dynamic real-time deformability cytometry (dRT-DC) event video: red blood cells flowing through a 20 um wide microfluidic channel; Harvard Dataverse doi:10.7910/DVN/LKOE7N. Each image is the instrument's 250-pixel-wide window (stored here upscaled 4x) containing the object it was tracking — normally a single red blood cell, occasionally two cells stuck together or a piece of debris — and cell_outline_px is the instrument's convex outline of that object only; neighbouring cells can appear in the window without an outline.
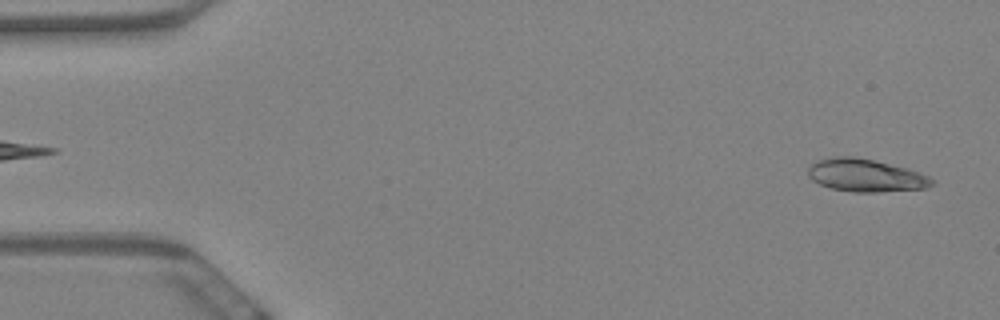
{"species": "Egyptian fruit bat (a non-hibernating species)", "species_latin": "Rousettus aegyptiacus", "temperature_condition": "warm", "stored_images_in_passage": 58, "camera_frame_rate_fps": 3000, "um_per_image_px": 0.085, "animal": {"sex": "female"}, "frame": {"image": 1, "passage_image": 2, "time_ms": 0.333, "image_size_px": [1000, 320], "cell_outline_px": [[936, 184], [928, 188], [880, 192], [852, 192], [828, 188], [812, 180], [808, 176], [808, 168], [816, 160], [836, 156], [852, 156], [872, 160], [908, 168], [928, 176], [936, 180]], "centroid_in_image_um": [73.6, 14.92], "position_along_channel_um": 11.4, "area_um2": 23.87}}
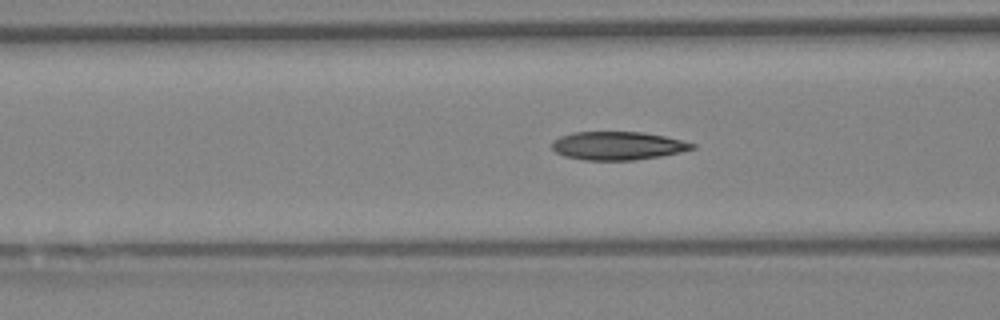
{"frame": {"image": 2, "passage_image": 22, "time_ms": 7.0, "image_size_px": [1000, 320], "cell_outline_px": [[696, 148], [680, 152], [660, 156], [632, 160], [584, 160], [564, 156], [556, 152], [552, 148], [552, 140], [560, 136], [572, 132], [644, 132], [664, 136], [696, 144]], "centroid_in_image_um": [52.48, 12.38], "position_along_channel_um": 114.1, "area_um2": 23.12}}
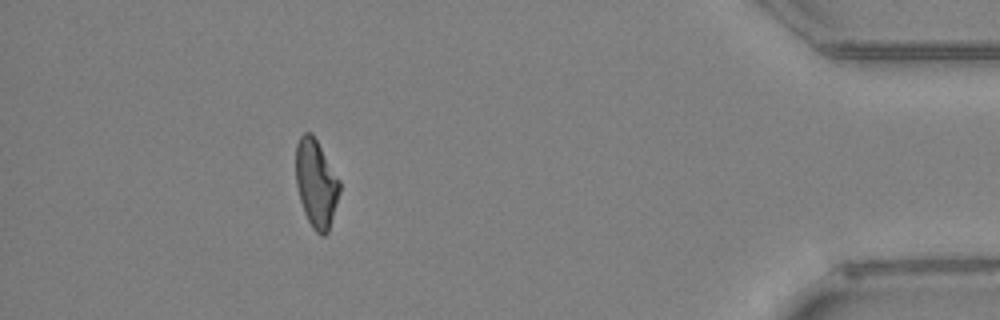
{"frame": {"image": 3, "passage_image": 52, "time_ms": 17.0, "image_size_px": [1000, 320], "cell_outline_px": [[340, 192], [328, 232], [324, 236], [320, 236], [312, 228], [304, 212], [300, 200], [296, 184], [296, 144], [300, 136], [304, 132], [312, 132], [340, 180]], "centroid_in_image_um": [26.87, 15.59], "position_along_channel_um": 408.3, "area_um2": 22.48}, "authors_computed_cell_mechanics": {"area_um2": 23.1489, "velocity_mm_per_s": 3.4884, "shape_relaxation_time_tau1_ms": null, "shape_relaxation_time_tau2_ms": 2.3572, "deformation_change_tau1": null, "deformation_change_tau2": 0.0968}}